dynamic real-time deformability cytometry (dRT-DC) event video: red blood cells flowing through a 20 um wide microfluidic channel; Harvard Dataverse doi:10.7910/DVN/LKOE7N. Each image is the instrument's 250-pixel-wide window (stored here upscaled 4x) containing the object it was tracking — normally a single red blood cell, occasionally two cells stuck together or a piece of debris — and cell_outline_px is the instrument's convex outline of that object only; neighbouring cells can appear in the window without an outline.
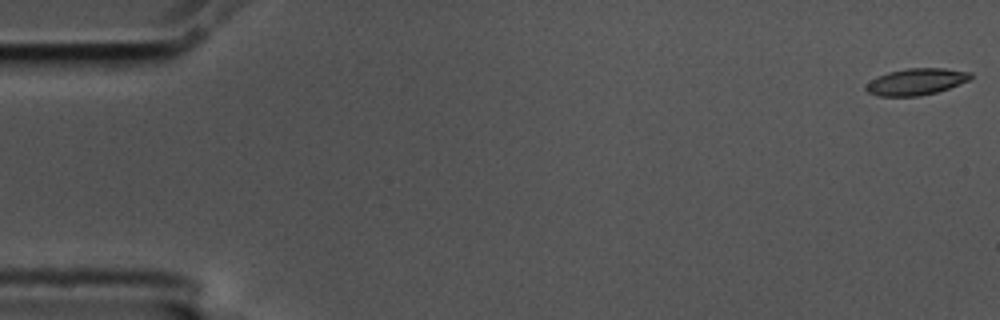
{"species": "common noctule bat (a hibernating species)", "species_latin": "Nyctalus noctula", "temperature_condition": "cold", "stored_images_in_passage": 14, "camera_frame_rate_fps": 3000, "um_per_image_px": 0.085, "animal": {"sex": "male", "body_mass_g": 17.5, "forearm_length_mm": 52.3}, "frame": {"image": 1, "passage_image": 1, "time_ms": 0.0, "image_size_px": [1000, 320], "cell_outline_px": [[972, 76], [968, 80], [948, 88], [936, 92], [920, 96], [880, 96], [868, 92], [864, 88], [864, 84], [876, 76], [888, 72], [908, 68], [944, 68], [972, 72]], "centroid_in_image_um": [77.83, 6.94], "position_along_channel_um": 7.2, "area_um2": 16.24}}